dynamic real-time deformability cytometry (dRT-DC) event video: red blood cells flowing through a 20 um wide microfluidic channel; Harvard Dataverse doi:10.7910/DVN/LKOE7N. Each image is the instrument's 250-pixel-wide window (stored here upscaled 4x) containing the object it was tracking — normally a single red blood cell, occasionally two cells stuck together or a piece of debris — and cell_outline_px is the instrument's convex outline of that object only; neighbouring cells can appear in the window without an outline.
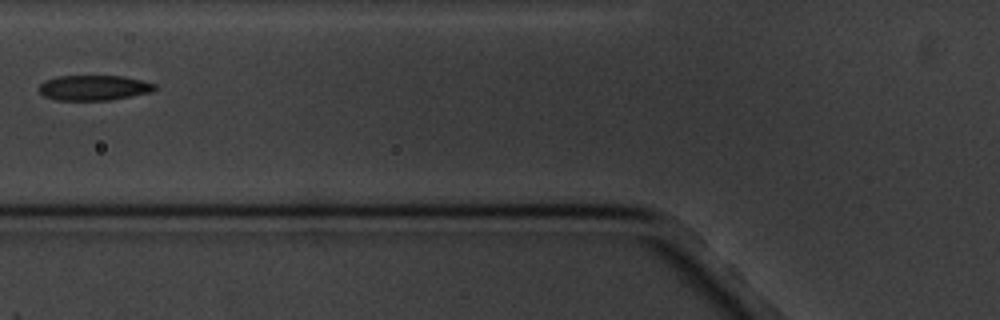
{"species": "common noctule bat (a hibernating species)", "species_latin": "Nyctalus noctula", "temperature_condition": "cold", "stored_images_in_passage": 3, "camera_frame_rate_fps": 3000, "um_per_image_px": 0.085, "animal": {"sex": "male", "body_mass_g": 20.1, "forearm_length_mm": 53.5}, "frame": {"image": 1, "passage_image": 3, "time_ms": 2.333, "image_size_px": [1000, 320], "cell_outline_px": [[160, 88], [152, 92], [108, 100], [56, 100], [44, 96], [40, 92], [40, 84], [44, 80], [56, 76], [124, 76], [156, 84]], "centroid_in_image_um": [8.0, 7.45], "position_along_channel_um": 117.8, "area_um2": 17.05}}